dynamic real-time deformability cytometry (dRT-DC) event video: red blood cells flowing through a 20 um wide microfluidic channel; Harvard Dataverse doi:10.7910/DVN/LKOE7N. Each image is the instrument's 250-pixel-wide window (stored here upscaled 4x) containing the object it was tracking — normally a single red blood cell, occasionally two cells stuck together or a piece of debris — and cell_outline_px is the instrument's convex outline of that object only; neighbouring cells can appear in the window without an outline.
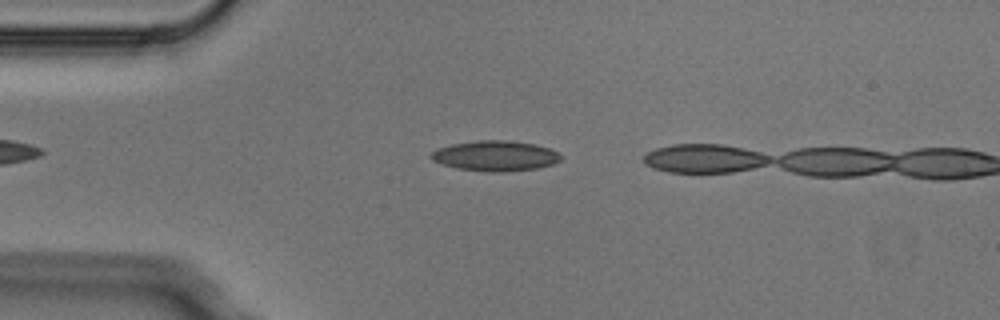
{"species": "Egyptian fruit bat (a non-hibernating species)", "species_latin": "Rousettus aegyptiacus", "temperature_condition": "cold", "stored_images_in_passage": 2, "camera_frame_rate_fps": 3000, "um_per_image_px": 0.085, "animal": {"sex": "male"}, "frame": {"image": 1, "passage_image": 1, "time_ms": 0.0, "image_size_px": [1000, 320], "cell_outline_px": [[564, 156], [560, 160], [552, 164], [536, 168], [504, 172], [488, 172], [456, 168], [432, 160], [428, 156], [436, 148], [452, 144], [476, 140], [504, 140], [536, 144], [548, 148]], "centroid_in_image_um": [42.08, 13.24], "position_along_channel_um": 42.9, "area_um2": 22.95}}